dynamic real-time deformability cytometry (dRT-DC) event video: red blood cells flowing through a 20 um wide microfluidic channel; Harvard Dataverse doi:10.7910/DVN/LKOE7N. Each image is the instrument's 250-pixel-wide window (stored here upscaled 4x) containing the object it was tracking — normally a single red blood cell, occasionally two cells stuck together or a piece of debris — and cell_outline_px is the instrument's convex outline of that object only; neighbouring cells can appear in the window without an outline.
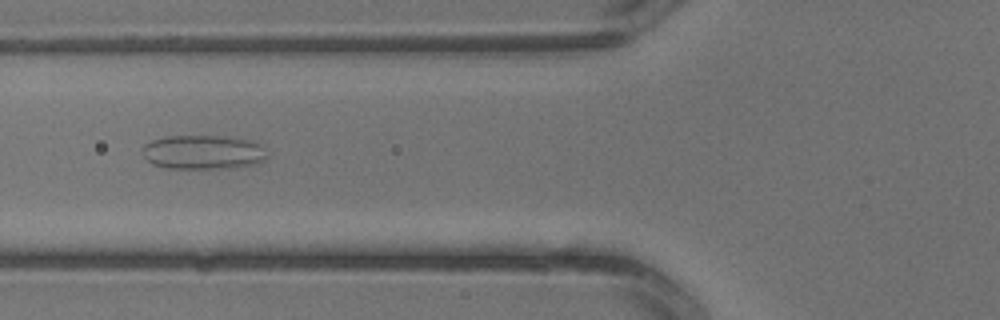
{"species": "common noctule bat (a hibernating species)", "species_latin": "Nyctalus noctula", "temperature_condition": "warm", "stored_images_in_passage": 3, "camera_frame_rate_fps": 3000, "um_per_image_px": 0.085, "animal": {"sex": "male", "body_mass_g": 13.3}, "frame": {"image": 1, "passage_image": 3, "time_ms": 0.667, "image_size_px": [1000, 320], "cell_outline_px": [[264, 160], [252, 164], [236, 168], [168, 168], [152, 164], [144, 156], [144, 144], [152, 140], [168, 136], [228, 136], [252, 140], [260, 144], [264, 156]], "centroid_in_image_um": [17.25, 12.93], "position_along_channel_um": 108.6, "area_um2": 24.62}}